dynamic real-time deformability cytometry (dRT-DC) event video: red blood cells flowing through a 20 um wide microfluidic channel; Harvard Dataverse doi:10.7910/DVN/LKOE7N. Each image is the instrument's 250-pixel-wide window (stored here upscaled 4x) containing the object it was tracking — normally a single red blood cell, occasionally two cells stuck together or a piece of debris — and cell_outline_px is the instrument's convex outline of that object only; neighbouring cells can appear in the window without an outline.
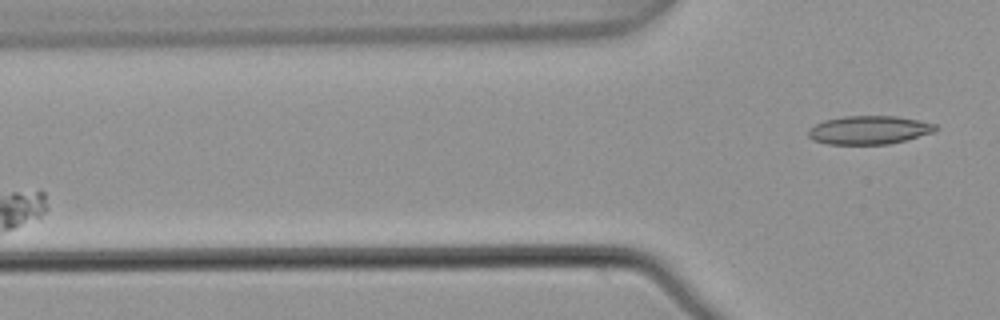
{"species": "common noctule bat (a hibernating species)", "species_latin": "Nyctalus noctula", "temperature_condition": "warm", "stored_images_in_passage": 5, "camera_frame_rate_fps": 3000, "um_per_image_px": 0.085, "animal": {"sex": "male", "body_mass_g": 21.5, "forearm_length_mm": 52.0}, "frame": {"image": 1, "passage_image": 5, "time_ms": 1.333, "image_size_px": [1000, 320], "cell_outline_px": [[940, 128], [932, 132], [904, 140], [888, 144], [828, 144], [812, 140], [808, 136], [808, 128], [824, 120], [844, 116], [896, 116], [936, 124]], "centroid_in_image_um": [73.83, 11.05], "position_along_channel_um": 52.0, "area_um2": 20.98}}